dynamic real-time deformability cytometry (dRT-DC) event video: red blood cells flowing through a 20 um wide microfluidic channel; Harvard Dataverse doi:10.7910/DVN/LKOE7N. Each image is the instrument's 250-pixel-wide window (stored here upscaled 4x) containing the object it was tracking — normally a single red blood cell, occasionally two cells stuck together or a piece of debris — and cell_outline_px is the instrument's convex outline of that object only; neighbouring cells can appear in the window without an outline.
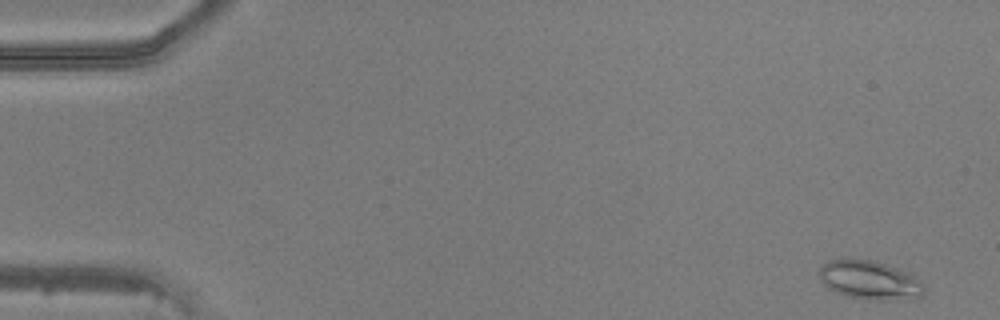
{"species": "common noctule bat (a hibernating species)", "species_latin": "Nyctalus noctula", "temperature_condition": "warm", "stored_images_in_passage": 48, "camera_frame_rate_fps": 3000, "um_per_image_px": 0.085, "animal": {"sex": "male", "body_mass_g": 20.5, "forearm_length_mm": 52.5}, "frame": {"image": 1, "passage_image": 2, "time_ms": 0.333, "image_size_px": [1000, 320], "cell_outline_px": [[924, 292], [916, 300], [868, 300], [844, 296], [828, 288], [820, 280], [820, 268], [828, 260], [872, 260], [908, 272], [920, 280], [924, 284]], "centroid_in_image_um": [73.97, 23.85], "position_along_channel_um": 11.0, "area_um2": 23.81}}
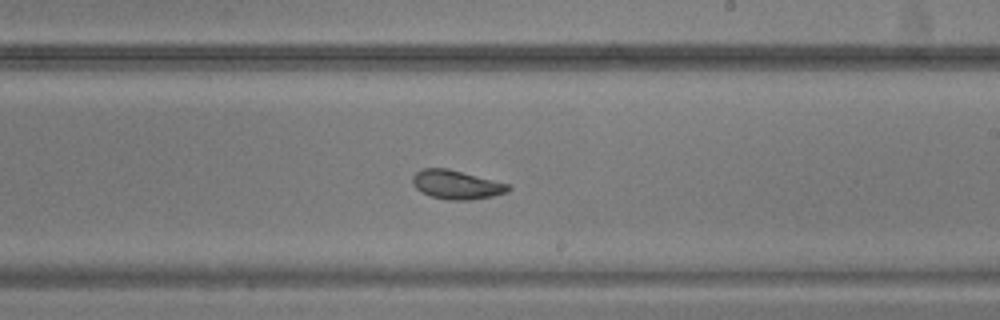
{"frame": {"image": 2, "passage_image": 29, "time_ms": 9.333, "image_size_px": [1000, 320], "cell_outline_px": [[512, 188], [508, 192], [492, 196], [468, 200], [448, 200], [432, 196], [420, 192], [412, 184], [412, 176], [420, 168], [448, 168], [512, 184]], "centroid_in_image_um": [38.82, 15.68], "position_along_channel_um": 250.2, "area_um2": 16.42}}
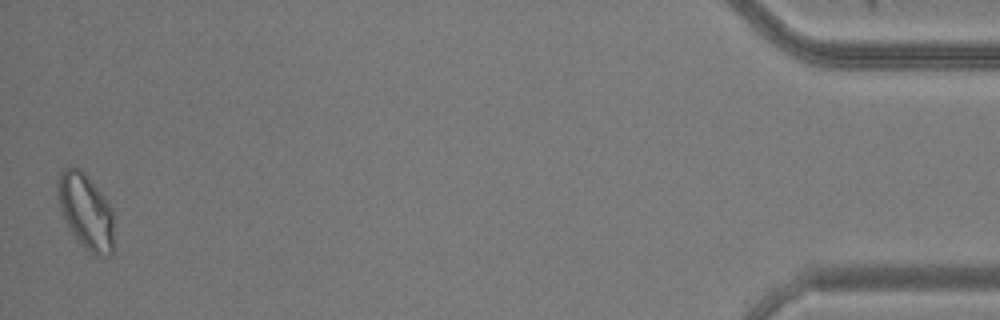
{"frame": {"image": 3, "passage_image": 48, "time_ms": 15.667, "image_size_px": [1000, 320], "cell_outline_px": [[116, 244], [112, 256], [96, 256], [84, 248], [80, 244], [64, 220], [56, 196], [56, 184], [60, 172], [64, 168], [80, 168], [88, 176], [112, 208]], "centroid_in_image_um": [7.32, 18.02], "position_along_channel_um": 427.9, "area_um2": 25.37}}